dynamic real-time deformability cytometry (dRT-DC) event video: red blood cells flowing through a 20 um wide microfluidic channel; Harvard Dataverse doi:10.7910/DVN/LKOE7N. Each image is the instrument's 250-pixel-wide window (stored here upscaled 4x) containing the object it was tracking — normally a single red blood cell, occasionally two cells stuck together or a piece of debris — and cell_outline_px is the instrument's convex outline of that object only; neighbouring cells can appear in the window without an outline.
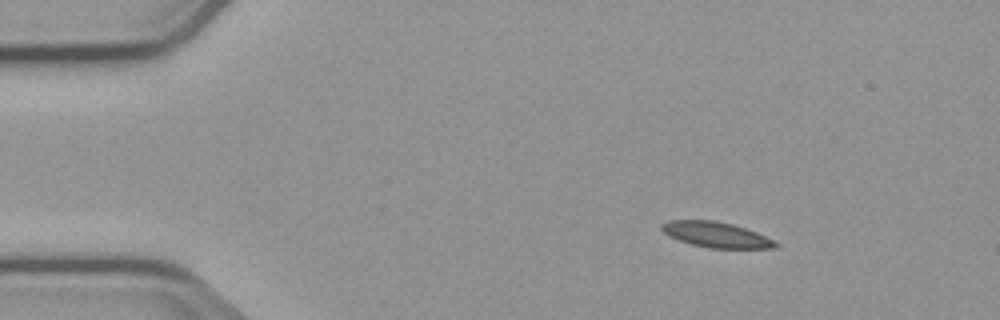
{"species": "common noctule bat (a hibernating species)", "species_latin": "Nyctalus noctula", "temperature_condition": "cold", "stored_images_in_passage": 3, "camera_frame_rate_fps": 3000, "um_per_image_px": 0.085, "animal": {"sex": "male", "body_mass_g": 23.1, "forearm_length_mm": 52.7}, "frame": {"image": 1, "passage_image": 1, "time_ms": 0.0, "image_size_px": [1000, 320], "cell_outline_px": [[780, 244], [776, 248], [708, 248], [692, 244], [668, 236], [660, 228], [660, 224], [668, 220], [712, 220], [732, 224], [756, 232]], "centroid_in_image_um": [60.83, 19.94], "position_along_channel_um": 24.2, "area_um2": 16.76}}